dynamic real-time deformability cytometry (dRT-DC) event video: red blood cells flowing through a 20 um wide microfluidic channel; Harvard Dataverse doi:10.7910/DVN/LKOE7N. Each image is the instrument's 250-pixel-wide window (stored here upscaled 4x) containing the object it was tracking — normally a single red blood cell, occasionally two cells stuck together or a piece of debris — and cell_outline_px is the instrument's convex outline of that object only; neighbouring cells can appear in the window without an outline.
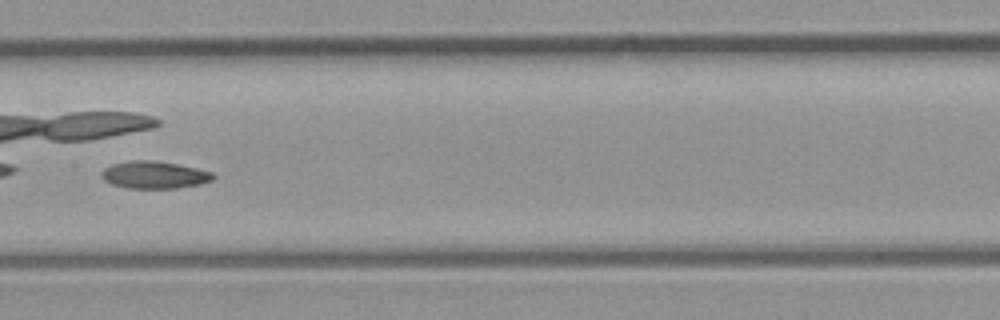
{"species": "common noctule bat (a hibernating species)", "species_latin": "Nyctalus noctula", "temperature_condition": "room temperature", "stored_images_in_passage": 34, "camera_frame_rate_fps": 3000, "um_per_image_px": 0.085, "animal": {"sex": "male", "body_mass_g": 23.1, "forearm_length_mm": 52.7}, "frame": {"image": 1, "passage_image": 15, "time_ms": 4.667, "image_size_px": [1000, 320], "cell_outline_px": [[216, 176], [212, 180], [200, 184], [176, 188], [128, 188], [112, 184], [104, 180], [100, 172], [104, 168], [112, 164], [132, 160], [152, 160], [176, 164], [196, 168], [212, 172]], "centroid_in_image_um": [13.11, 14.86], "position_along_channel_um": 194.3, "area_um2": 17.69}}